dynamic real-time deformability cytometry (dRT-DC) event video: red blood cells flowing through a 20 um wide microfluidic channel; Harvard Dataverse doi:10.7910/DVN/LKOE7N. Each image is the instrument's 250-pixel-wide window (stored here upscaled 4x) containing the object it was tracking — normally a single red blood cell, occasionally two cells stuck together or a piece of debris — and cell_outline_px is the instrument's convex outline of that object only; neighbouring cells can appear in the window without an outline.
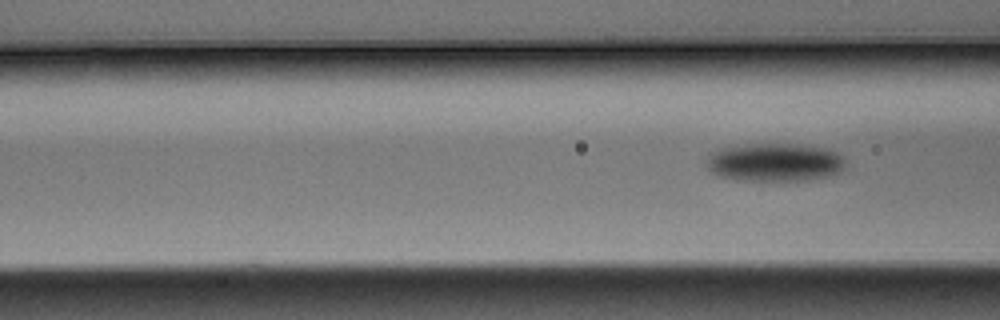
{"species": "Egyptian fruit bat (a non-hibernating species)", "species_latin": "Rousettus aegyptiacus", "temperature_condition": "warm", "stored_images_in_passage": 4, "segment_of_instrument_passage": [2, 2], "camera_frame_rate_fps": 3000, "um_per_image_px": 0.085, "animal": {"sex": "male"}, "frame": {"image": 1, "passage_image": 4, "time_ms": 1.0, "image_size_px": [1000, 320], "cell_outline_px": [[844, 168], [840, 172], [832, 176], [812, 180], [732, 180], [716, 176], [704, 164], [708, 156], [712, 152], [720, 148], [752, 144], [796, 144], [824, 148], [836, 152], [844, 156]], "centroid_in_image_um": [65.84, 13.81], "position_along_channel_um": 100.8, "area_um2": 31.33}}